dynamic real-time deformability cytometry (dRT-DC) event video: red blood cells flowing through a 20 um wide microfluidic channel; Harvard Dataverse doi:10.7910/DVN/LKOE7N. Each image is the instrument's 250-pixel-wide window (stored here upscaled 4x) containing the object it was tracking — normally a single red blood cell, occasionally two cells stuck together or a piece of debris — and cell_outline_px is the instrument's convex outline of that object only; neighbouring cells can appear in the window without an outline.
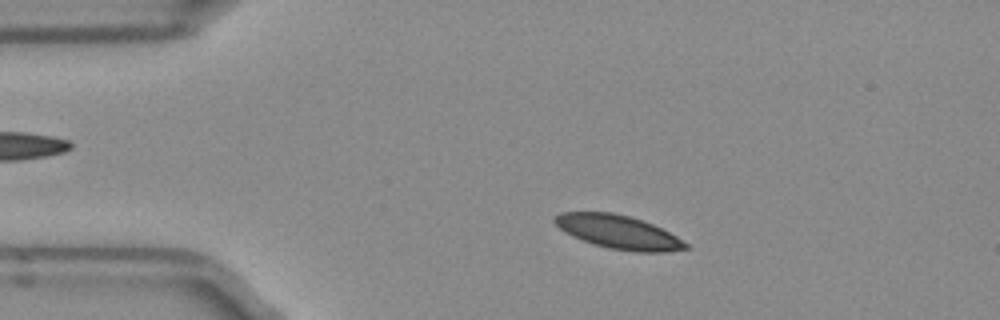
{"species": "Egyptian fruit bat (a non-hibernating species)", "species_latin": "Rousettus aegyptiacus", "temperature_condition": "room temperature", "stored_images_in_passage": 49, "camera_frame_rate_fps": 3000, "um_per_image_px": 0.085, "frame": {"image": 1, "passage_image": 7, "time_ms": 2.0, "image_size_px": [1000, 320], "cell_outline_px": [[688, 248], [664, 252], [636, 252], [608, 248], [592, 244], [572, 236], [564, 232], [552, 220], [552, 216], [560, 212], [612, 212], [628, 216], [652, 224], [676, 236], [688, 244]], "centroid_in_image_um": [52.5, 19.72], "position_along_channel_um": 32.5, "area_um2": 25.55}}
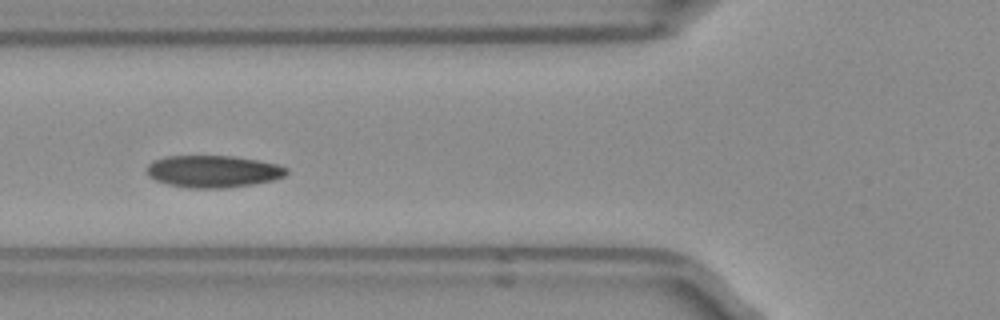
{"frame": {"image": 2, "passage_image": 16, "time_ms": 5.0, "image_size_px": [1000, 320], "cell_outline_px": [[288, 172], [284, 176], [272, 180], [252, 184], [228, 188], [188, 188], [168, 184], [156, 180], [148, 176], [148, 164], [152, 160], [164, 156], [232, 156], [256, 160], [276, 164], [288, 168]], "centroid_in_image_um": [18.09, 14.57], "position_along_channel_um": 107.7, "area_um2": 26.07}}
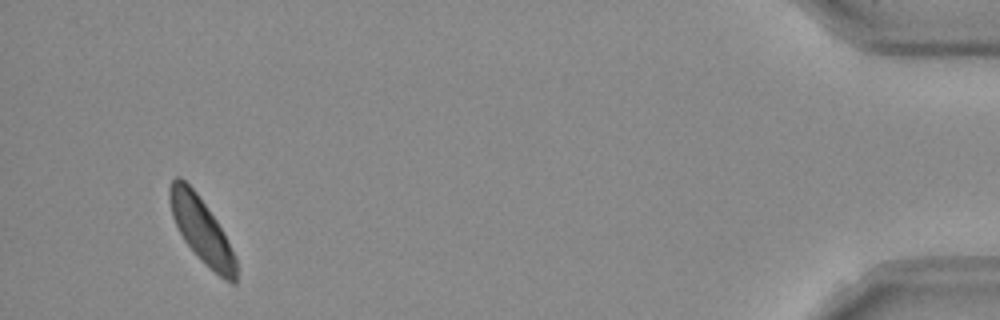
{"frame": {"image": 3, "passage_image": 46, "time_ms": 15.0, "image_size_px": [1000, 320], "cell_outline_px": [[236, 284], [232, 284], [224, 280], [184, 240], [172, 216], [168, 200], [168, 188], [172, 180], [176, 176], [180, 176], [196, 192], [216, 220], [236, 260]], "centroid_in_image_um": [17.08, 19.48], "position_along_channel_um": 418.1, "area_um2": 24.16}, "authors_computed_cell_mechanics": {"area_um2": 25.7788, "velocity_mm_per_s": 3.8857, "shape_relaxation_time_tau1_ms": 3.7425, "shape_relaxation_time_tau2_ms": null, "deformation_change_tau1": 0.0991, "deformation_change_tau2": null}}